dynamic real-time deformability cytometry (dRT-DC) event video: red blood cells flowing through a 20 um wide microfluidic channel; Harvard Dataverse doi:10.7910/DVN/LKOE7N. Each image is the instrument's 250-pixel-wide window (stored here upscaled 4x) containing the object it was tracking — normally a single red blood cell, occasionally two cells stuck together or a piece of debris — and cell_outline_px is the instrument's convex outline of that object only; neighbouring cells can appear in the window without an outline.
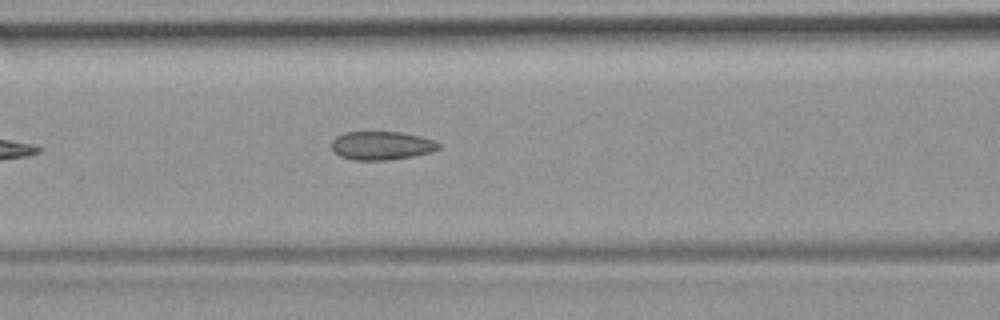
{"species": "common noctule bat (a hibernating species)", "species_latin": "Nyctalus noctula", "temperature_condition": "room temperature", "stored_images_in_passage": 6, "camera_frame_rate_fps": 3000, "um_per_image_px": 0.085, "animal": {"sex": "female", "body_mass_g": 19.9}, "frame": {"image": 1, "passage_image": 6, "time_ms": 6.333, "image_size_px": [1000, 320], "cell_outline_px": [[440, 148], [432, 152], [412, 156], [388, 160], [352, 160], [340, 156], [332, 148], [332, 140], [336, 136], [344, 132], [400, 132], [420, 136], [432, 140], [440, 144]], "centroid_in_image_um": [32.43, 12.37], "position_along_channel_um": 134.2, "area_um2": 17.74}}